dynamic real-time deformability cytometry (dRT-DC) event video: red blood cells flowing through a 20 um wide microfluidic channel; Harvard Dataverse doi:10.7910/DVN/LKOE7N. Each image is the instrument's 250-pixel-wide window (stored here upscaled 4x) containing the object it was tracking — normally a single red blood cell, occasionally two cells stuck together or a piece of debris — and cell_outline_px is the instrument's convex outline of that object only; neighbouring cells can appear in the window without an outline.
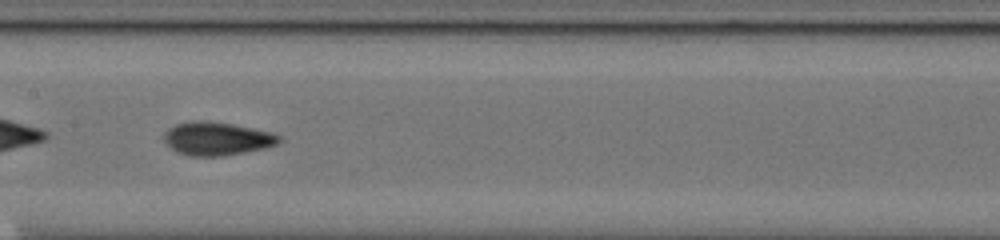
{"species": "common noctule bat (a hibernating species)", "species_latin": "Nyctalus noctula", "temperature_condition": "cold", "stored_images_in_passage": 37, "camera_frame_rate_fps": 3000, "um_per_image_px": 0.085, "animal": {"sex": "male", "body_mass_g": 20.0, "forearm_length_mm": 53.3}, "frame": {"image": 1, "passage_image": 11, "time_ms": 3.333, "image_size_px": [1000, 240], "cell_outline_px": [[280, 140], [276, 144], [264, 148], [220, 156], [192, 156], [176, 152], [164, 140], [164, 132], [168, 128], [176, 124], [192, 120], [204, 120], [232, 124], [272, 132], [280, 136]], "centroid_in_image_um": [18.4, 11.77], "position_along_channel_um": 189.0, "area_um2": 22.14}, "authors_computed_cell_mechanics": {"area_um2": 21.0392, "velocity_mm_per_s": 3.8528, "shape_relaxation_time_tau1_ms": null, "shape_relaxation_time_tau2_ms": 1.675, "deformation_change_tau1": null, "deformation_change_tau2": 0.0733}}